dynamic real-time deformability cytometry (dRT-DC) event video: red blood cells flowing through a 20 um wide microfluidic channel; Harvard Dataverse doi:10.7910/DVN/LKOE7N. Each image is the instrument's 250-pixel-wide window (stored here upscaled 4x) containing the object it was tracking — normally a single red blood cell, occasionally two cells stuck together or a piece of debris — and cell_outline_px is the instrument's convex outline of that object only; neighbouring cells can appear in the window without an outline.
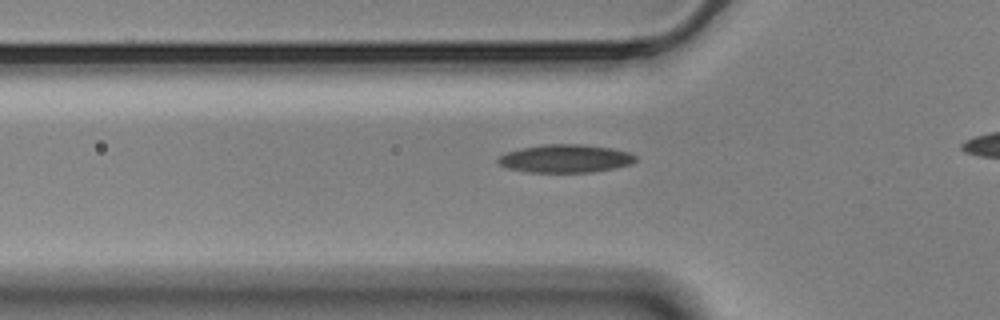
{"species": "Egyptian fruit bat (a non-hibernating species)", "species_latin": "Rousettus aegyptiacus", "temperature_condition": "cold", "stored_images_in_passage": 33, "camera_frame_rate_fps": 3000, "um_per_image_px": 0.085, "animal": {"sex": "male"}, "frame": {"image": 1, "passage_image": 5, "time_ms": 1.333, "image_size_px": [1000, 320], "cell_outline_px": [[636, 160], [632, 164], [616, 168], [592, 172], [528, 172], [508, 168], [500, 164], [496, 160], [500, 156], [508, 152], [520, 148], [544, 144], [580, 144], [612, 148], [628, 152], [636, 156]], "centroid_in_image_um": [48.08, 13.48], "position_along_channel_um": 77.7, "area_um2": 22.48}}
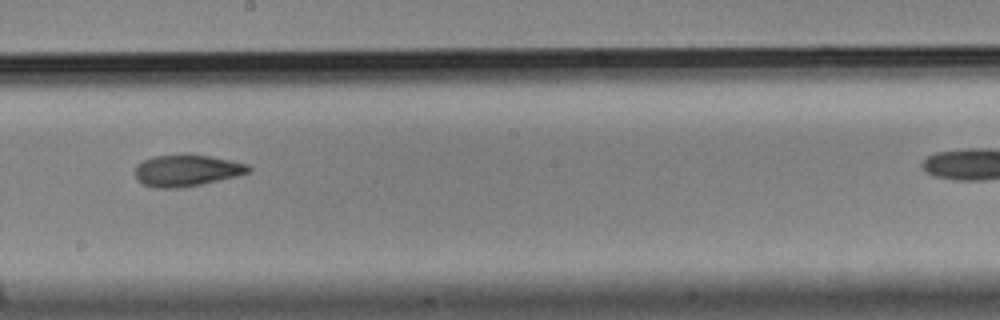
{"frame": {"image": 2, "passage_image": 18, "time_ms": 5.667, "image_size_px": [1000, 320], "cell_outline_px": [[252, 172], [236, 176], [200, 184], [180, 188], [152, 188], [136, 180], [136, 164], [152, 156], [208, 156], [232, 160], [248, 164], [252, 168]], "centroid_in_image_um": [15.88, 14.51], "position_along_channel_um": 232.3, "area_um2": 20.58}}
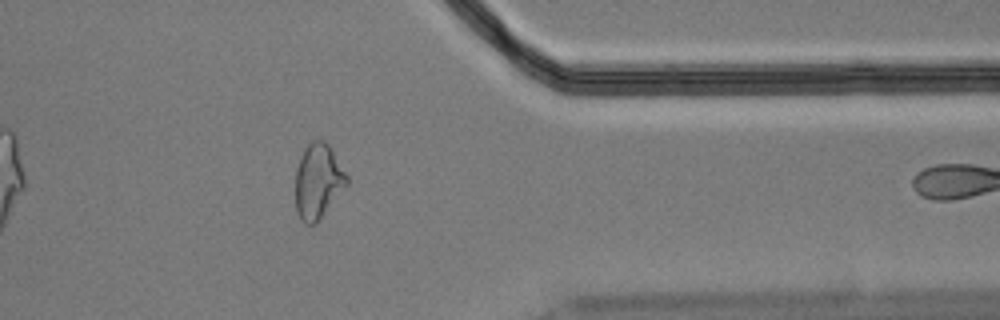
{"frame": {"image": 3, "passage_image": 32, "time_ms": 10.333, "image_size_px": [1000, 320], "cell_outline_px": [[348, 184], [316, 224], [304, 224], [300, 220], [296, 212], [296, 168], [300, 156], [304, 148], [312, 140], [324, 140], [332, 148], [348, 176]], "centroid_in_image_um": [27.03, 15.4], "position_along_channel_um": 384.4, "area_um2": 22.66}}